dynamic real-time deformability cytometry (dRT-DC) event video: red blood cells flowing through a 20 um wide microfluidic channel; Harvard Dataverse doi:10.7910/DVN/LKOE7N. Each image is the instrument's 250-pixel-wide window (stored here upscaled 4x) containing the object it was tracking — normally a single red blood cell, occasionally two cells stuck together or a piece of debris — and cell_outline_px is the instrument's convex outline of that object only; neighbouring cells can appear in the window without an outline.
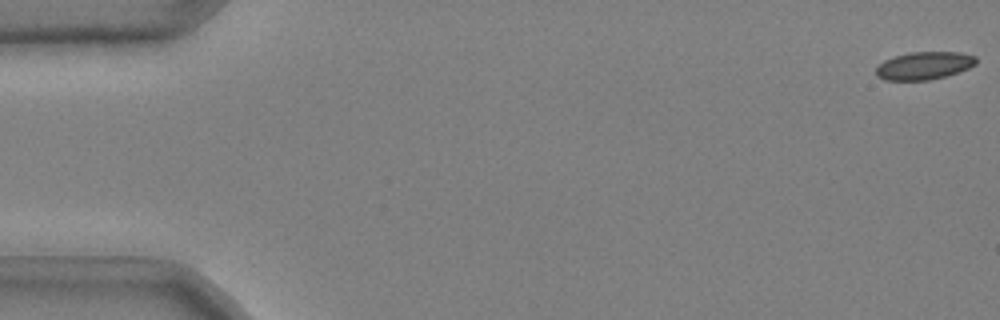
{"species": "common noctule bat (a hibernating species)", "species_latin": "Nyctalus noctula", "temperature_condition": "cold", "stored_images_in_passage": 48, "camera_frame_rate_fps": 3000, "um_per_image_px": 0.085, "animal": {"sex": "male", "body_mass_g": 20.4}, "frame": {"image": 1, "passage_image": 1, "time_ms": 0.0, "image_size_px": [1000, 320], "cell_outline_px": [[976, 64], [968, 68], [944, 76], [928, 80], [884, 80], [876, 76], [876, 68], [884, 60], [896, 56], [912, 52], [960, 52], [976, 56]], "centroid_in_image_um": [78.54, 5.58], "position_along_channel_um": 6.5, "area_um2": 16.01}}
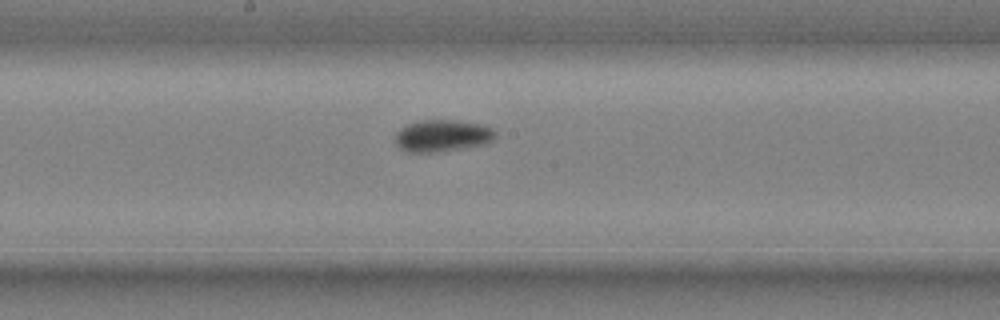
{"frame": {"image": 2, "passage_image": 29, "time_ms": 9.333, "image_size_px": [1000, 320], "cell_outline_px": [[496, 136], [488, 144], [464, 148], [436, 152], [408, 152], [400, 148], [396, 144], [396, 132], [400, 128], [408, 124], [420, 120], [456, 120], [484, 124], [492, 128], [496, 132]], "centroid_in_image_um": [37.64, 11.53], "position_along_channel_um": 210.6, "area_um2": 18.84}}
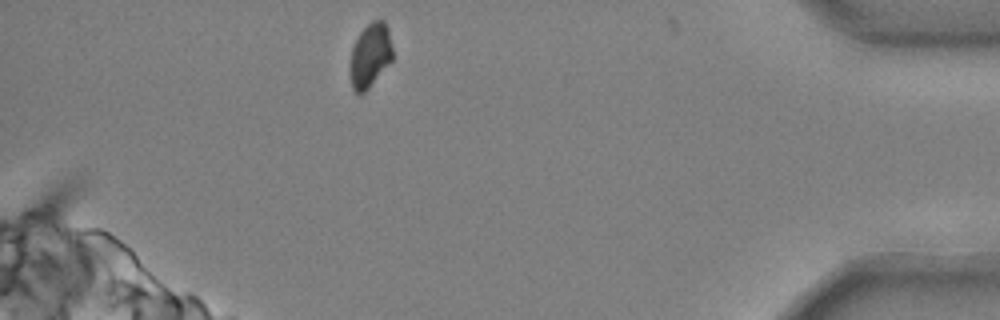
{"frame": {"image": 3, "passage_image": 48, "time_ms": 15.667, "image_size_px": [1000, 320], "cell_outline_px": [[392, 60], [368, 88], [364, 92], [356, 92], [352, 88], [352, 48], [360, 32], [372, 20], [384, 20], [388, 28], [392, 48]], "centroid_in_image_um": [31.5, 4.65], "position_along_channel_um": 403.7, "area_um2": 15.26}, "authors_computed_cell_mechanics": {"area_um2": 17.5712, "velocity_mm_per_s": 3.7111, "shape_relaxation_time_tau1_ms": 5.8648, "shape_relaxation_time_tau2_ms": null, "deformation_change_tau1": 0.0991, "deformation_change_tau2": null}}